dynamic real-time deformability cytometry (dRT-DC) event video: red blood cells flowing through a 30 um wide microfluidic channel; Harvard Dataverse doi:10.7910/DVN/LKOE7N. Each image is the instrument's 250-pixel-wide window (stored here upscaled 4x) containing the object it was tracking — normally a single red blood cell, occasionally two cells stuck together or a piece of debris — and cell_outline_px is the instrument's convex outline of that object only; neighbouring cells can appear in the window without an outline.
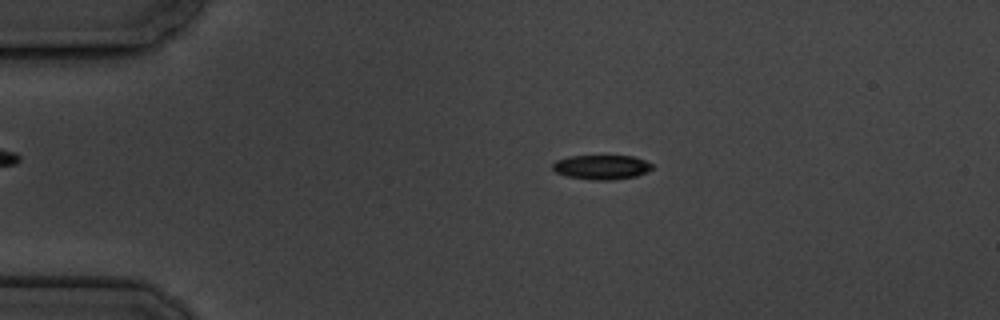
{"species": "common noctule bat (a hibernating species)", "species_latin": "Nyctalus noctula", "temperature_condition": "cold", "stored_images_in_passage": 3, "camera_frame_rate_fps": 3000, "um_per_image_px": 0.085, "animal": {"sex": "male", "body_mass_g": 19.5, "forearm_length_mm": 54.6}, "frame": {"image": 1, "passage_image": 1, "time_ms": 0.0, "image_size_px": [1000, 320], "cell_outline_px": [[656, 168], [648, 172], [636, 176], [612, 180], [596, 180], [568, 176], [556, 172], [552, 168], [552, 164], [556, 160], [568, 156], [632, 156], [644, 160], [652, 164]], "centroid_in_image_um": [51.17, 14.2], "position_along_channel_um": 33.8, "area_um2": 14.22}}
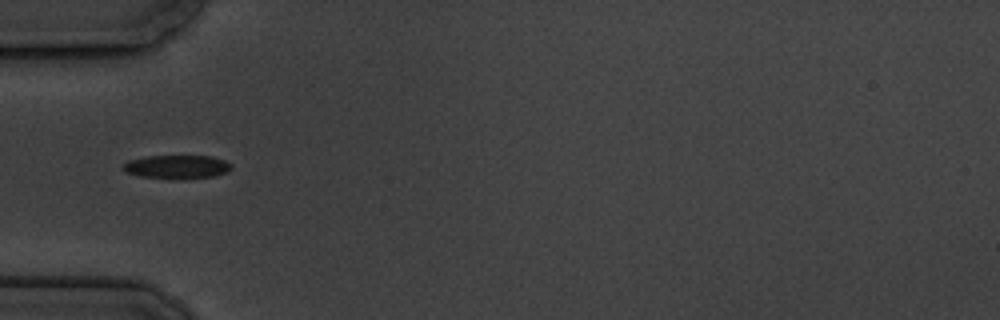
{"frame": {"image": 2, "passage_image": 3, "time_ms": 2.333, "image_size_px": [1000, 320], "cell_outline_px": [[232, 168], [228, 172], [216, 176], [172, 180], [140, 176], [128, 172], [120, 168], [128, 160], [144, 156], [212, 156], [224, 160], [232, 164]], "centroid_in_image_um": [15.05, 14.19], "position_along_channel_um": 69.9, "area_um2": 15.2}}